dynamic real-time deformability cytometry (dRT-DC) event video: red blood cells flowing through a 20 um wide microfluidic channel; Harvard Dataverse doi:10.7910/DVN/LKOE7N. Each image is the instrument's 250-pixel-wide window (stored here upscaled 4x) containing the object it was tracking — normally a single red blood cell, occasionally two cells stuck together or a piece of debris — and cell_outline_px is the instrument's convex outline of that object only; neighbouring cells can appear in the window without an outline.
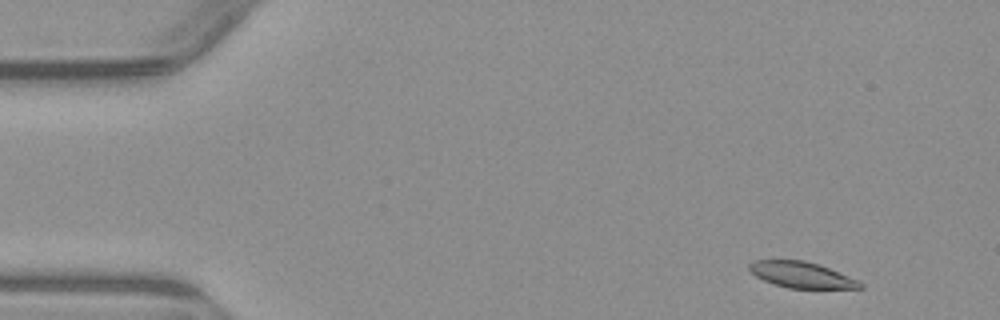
{"species": "common noctule bat (a hibernating species)", "species_latin": "Nyctalus noctula", "temperature_condition": "warm", "stored_images_in_passage": 4, "camera_frame_rate_fps": 3000, "um_per_image_px": 0.085, "animal": {"sex": "male", "body_mass_g": 23.1, "forearm_length_mm": 52.7}, "frame": {"image": 1, "passage_image": 1, "time_ms": 0.0, "image_size_px": [1000, 320], "cell_outline_px": [[864, 288], [788, 288], [764, 280], [756, 276], [748, 268], [748, 264], [752, 260], [804, 260], [828, 268], [860, 280], [864, 284]], "centroid_in_image_um": [68.14, 23.36], "position_along_channel_um": 16.9, "area_um2": 16.65}}
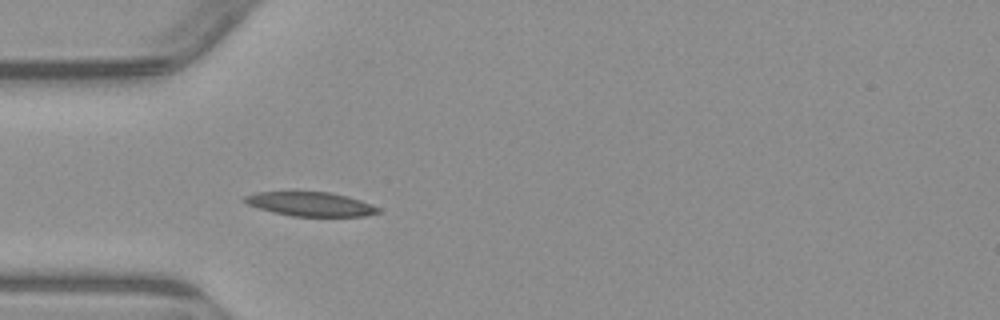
{"frame": {"image": 2, "passage_image": 4, "time_ms": 3.667, "image_size_px": [1000, 320], "cell_outline_px": [[380, 212], [364, 216], [292, 216], [272, 212], [248, 204], [240, 200], [244, 196], [256, 192], [328, 192], [348, 196], [360, 200], [380, 208]], "centroid_in_image_um": [26.37, 17.34], "position_along_channel_um": 58.6, "area_um2": 18.67}}